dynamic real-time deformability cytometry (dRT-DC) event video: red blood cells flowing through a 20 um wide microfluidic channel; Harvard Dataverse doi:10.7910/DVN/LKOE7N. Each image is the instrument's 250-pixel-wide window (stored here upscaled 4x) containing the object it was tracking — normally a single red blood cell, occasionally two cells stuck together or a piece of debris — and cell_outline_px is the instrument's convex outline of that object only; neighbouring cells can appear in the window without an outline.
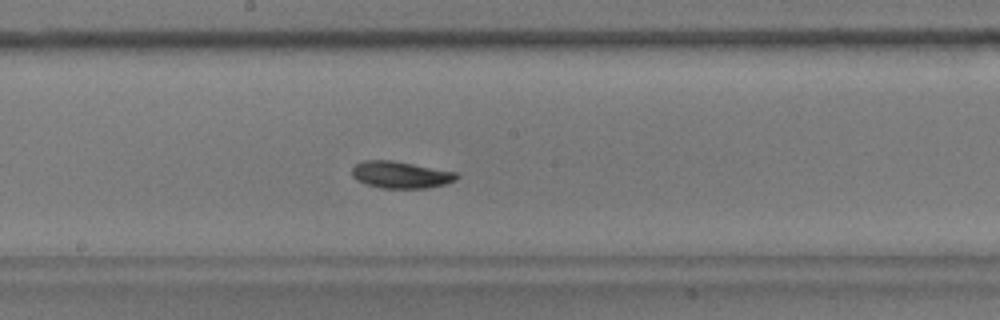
{"species": "common noctule bat (a hibernating species)", "species_latin": "Nyctalus noctula", "temperature_condition": "warm", "stored_images_in_passage": 56, "camera_frame_rate_fps": 3000, "um_per_image_px": 0.085, "animal": {"sex": "male", "body_mass_g": 17.9}, "frame": {"image": 1, "passage_image": 28, "time_ms": 9.0, "image_size_px": [1000, 320], "cell_outline_px": [[460, 176], [456, 180], [444, 184], [428, 188], [380, 188], [356, 180], [352, 176], [352, 168], [356, 164], [364, 160], [392, 160], [456, 172]], "centroid_in_image_um": [34.05, 14.85], "position_along_channel_um": 214.1, "area_um2": 16.36}}
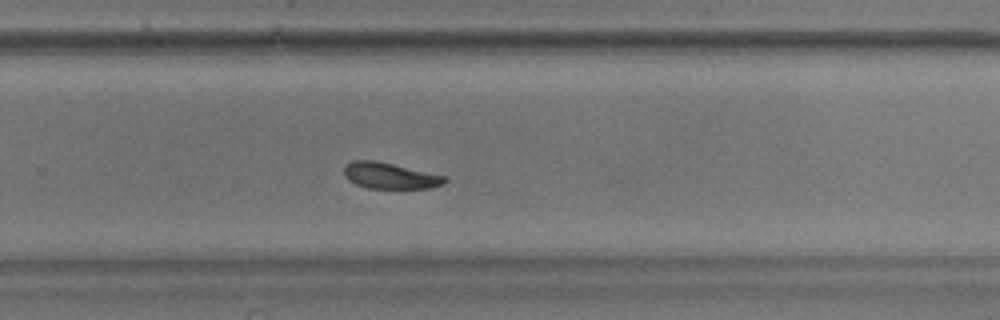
{"frame": {"image": 2, "passage_image": 35, "time_ms": 11.333, "image_size_px": [1000, 320], "cell_outline_px": [[448, 180], [444, 184], [432, 188], [368, 188], [356, 184], [348, 180], [344, 176], [344, 164], [352, 160], [376, 160], [444, 176]], "centroid_in_image_um": [33.1, 14.93], "position_along_channel_um": 296.7, "area_um2": 15.32}}
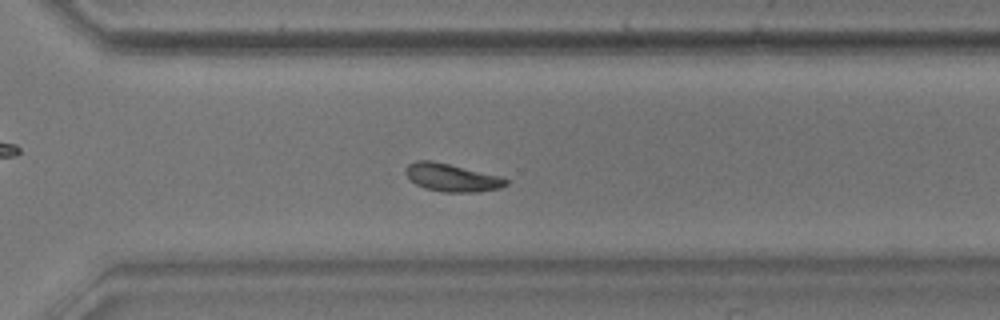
{"frame": {"image": 3, "passage_image": 38, "time_ms": 12.333, "image_size_px": [1000, 320], "cell_outline_px": [[508, 184], [500, 188], [476, 192], [444, 192], [424, 188], [416, 184], [404, 172], [404, 168], [408, 164], [416, 160], [432, 160], [504, 176], [508, 180]], "centroid_in_image_um": [38.43, 15.08], "position_along_channel_um": 332.2, "area_um2": 16.53}, "authors_computed_cell_mechanics": {"area_um2": 16.2996, "velocity_mm_per_s": 3.5456, "shape_relaxation_time_tau1_ms": 3.8778, "shape_relaxation_time_tau2_ms": 5.8013, "deformation_change_tau1": 0.1024, "deformation_change_tau2": 0.0972}}